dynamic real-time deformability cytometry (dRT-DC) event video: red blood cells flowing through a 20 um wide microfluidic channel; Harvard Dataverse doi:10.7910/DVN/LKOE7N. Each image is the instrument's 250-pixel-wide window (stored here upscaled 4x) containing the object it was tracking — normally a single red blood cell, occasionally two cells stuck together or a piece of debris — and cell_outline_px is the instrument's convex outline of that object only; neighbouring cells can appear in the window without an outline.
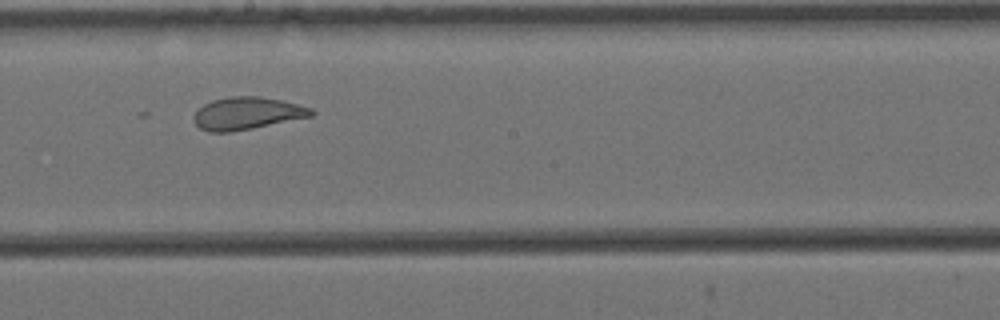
{"species": "Egyptian fruit bat (a non-hibernating species)", "species_latin": "Rousettus aegyptiacus", "temperature_condition": "cold", "stored_images_in_passage": 8, "camera_frame_rate_fps": 3000, "um_per_image_px": 0.085, "animal": {"sex": "female"}, "frame": {"image": 1, "passage_image": 7, "time_ms": 2.0, "image_size_px": [1000, 320], "cell_outline_px": [[316, 112], [312, 116], [232, 132], [208, 132], [200, 128], [196, 124], [192, 116], [204, 104], [212, 100], [232, 96], [260, 96], [280, 100], [312, 108]], "centroid_in_image_um": [20.99, 9.63], "position_along_channel_um": 227.2, "area_um2": 22.08}}
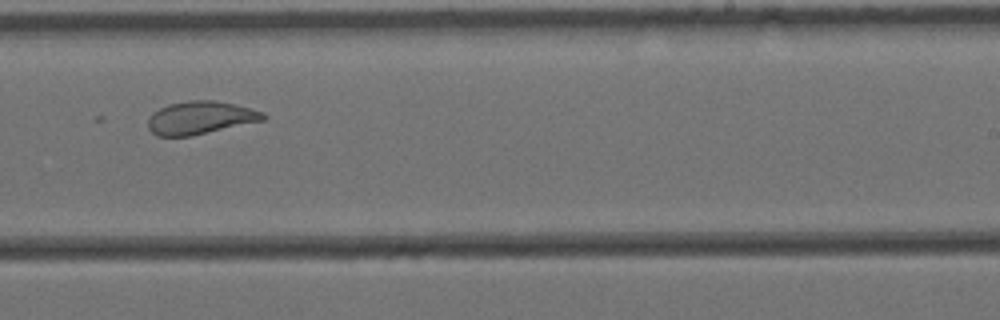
{"frame": {"image": 2, "passage_image": 8, "time_ms": 2.333, "image_size_px": [1000, 320], "cell_outline_px": [[268, 116], [264, 120], [192, 136], [156, 136], [148, 128], [148, 120], [152, 112], [168, 104], [188, 100], [216, 100], [264, 112]], "centroid_in_image_um": [17.01, 10.01], "position_along_channel_um": 272.0, "area_um2": 22.14}}